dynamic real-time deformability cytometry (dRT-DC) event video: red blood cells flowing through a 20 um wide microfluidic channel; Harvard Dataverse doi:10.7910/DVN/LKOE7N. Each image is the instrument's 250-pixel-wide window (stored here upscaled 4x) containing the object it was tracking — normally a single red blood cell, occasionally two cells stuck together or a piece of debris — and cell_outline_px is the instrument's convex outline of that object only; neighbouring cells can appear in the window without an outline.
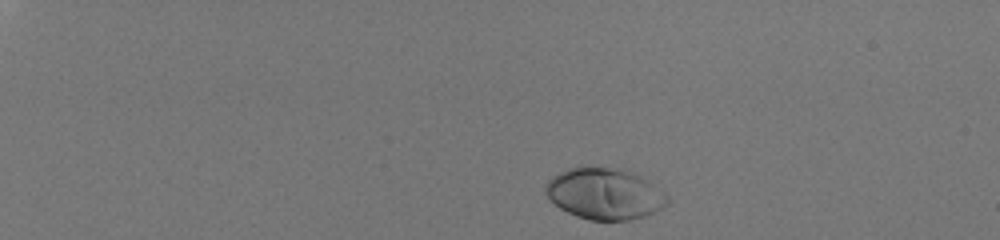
{"species": "human", "species_latin": "Homo sapiens", "temperature_condition": "room temperature", "stored_images_in_passage": 39, "camera_frame_rate_fps": 3000, "um_per_image_px": 0.085, "donor": {"sex": "male"}, "frame": {"image": 1, "passage_image": 1, "time_ms": 0.0, "image_size_px": [1000, 240], "cell_outline_px": [[668, 204], [644, 216], [628, 220], [588, 220], [576, 216], [560, 208], [544, 192], [544, 188], [548, 180], [552, 176], [568, 168], [580, 164], [624, 168], [632, 172], [668, 196]], "centroid_in_image_um": [51.32, 16.43], "position_along_channel_um": 33.7, "area_um2": 36.53}}
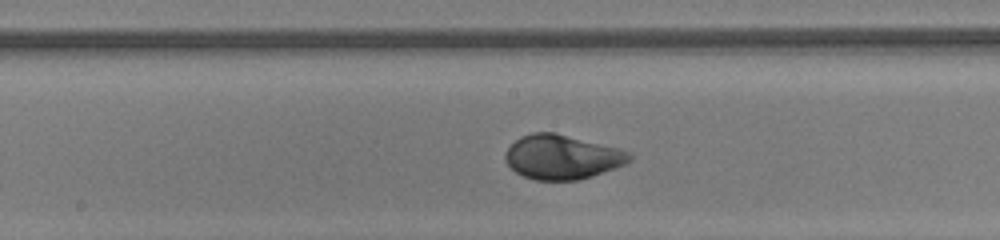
{"frame": {"image": 2, "passage_image": 23, "time_ms": 7.333, "image_size_px": [1000, 240], "cell_outline_px": [[632, 160], [624, 164], [592, 176], [580, 180], [536, 180], [524, 176], [516, 172], [504, 160], [504, 152], [520, 136], [532, 132], [556, 132], [620, 148], [628, 152], [632, 156]], "centroid_in_image_um": [47.77, 13.33], "position_along_channel_um": 200.4, "area_um2": 32.19}}
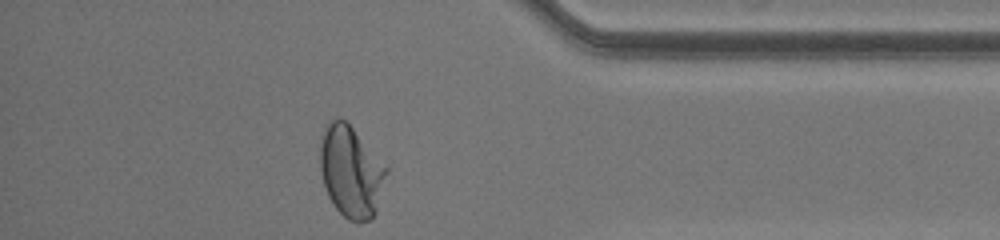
{"frame": {"image": 3, "passage_image": 39, "time_ms": 12.667, "image_size_px": [1000, 240], "cell_outline_px": [[388, 172], [376, 212], [368, 220], [348, 220], [332, 204], [328, 196], [324, 184], [320, 168], [320, 132], [328, 120], [344, 120], [352, 128], [388, 168]], "centroid_in_image_um": [29.81, 14.57], "position_along_channel_um": 405.4, "area_um2": 34.97}, "authors_computed_cell_mechanics": {"area_um2": 32.8304, "velocity_mm_per_s": 4.0695, "shape_relaxation_time_tau1_ms": 2.3732, "shape_relaxation_time_tau2_ms": null, "deformation_change_tau1": 0.1495, "deformation_change_tau2": null}}